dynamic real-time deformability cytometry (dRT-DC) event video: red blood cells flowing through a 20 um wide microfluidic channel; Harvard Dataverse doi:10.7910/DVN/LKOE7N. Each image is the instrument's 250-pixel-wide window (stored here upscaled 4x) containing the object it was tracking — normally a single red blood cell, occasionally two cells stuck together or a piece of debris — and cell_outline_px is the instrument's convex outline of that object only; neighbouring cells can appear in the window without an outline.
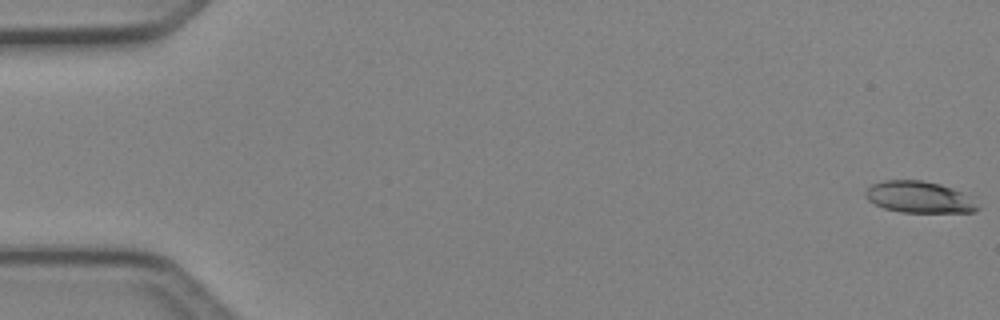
{"species": "Egyptian fruit bat (a non-hibernating species)", "species_latin": "Rousettus aegyptiacus", "temperature_condition": "cold", "stored_images_in_passage": 4, "camera_frame_rate_fps": 3000, "um_per_image_px": 0.085, "animal": {"sex": "female"}, "frame": {"image": 1, "passage_image": 1, "time_ms": 0.0, "image_size_px": [1000, 320], "cell_outline_px": [[980, 208], [976, 212], [900, 212], [884, 208], [868, 200], [864, 196], [864, 192], [872, 184], [884, 180], [924, 180], [940, 184], [952, 188], [960, 192]], "centroid_in_image_um": [78.06, 16.75], "position_along_channel_um": 6.9, "area_um2": 20.35}}
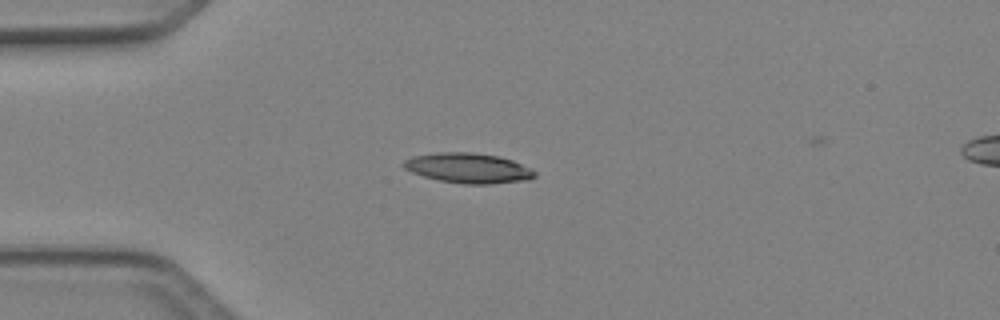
{"frame": {"image": 2, "passage_image": 4, "time_ms": 1.0, "image_size_px": [1000, 320], "cell_outline_px": [[536, 176], [528, 180], [488, 184], [464, 184], [440, 180], [424, 176], [412, 172], [404, 168], [400, 164], [404, 160], [412, 156], [436, 152], [472, 152], [496, 156], [512, 160], [532, 168], [536, 172]], "centroid_in_image_um": [39.8, 14.28], "position_along_channel_um": 45.2, "area_um2": 23.0}}